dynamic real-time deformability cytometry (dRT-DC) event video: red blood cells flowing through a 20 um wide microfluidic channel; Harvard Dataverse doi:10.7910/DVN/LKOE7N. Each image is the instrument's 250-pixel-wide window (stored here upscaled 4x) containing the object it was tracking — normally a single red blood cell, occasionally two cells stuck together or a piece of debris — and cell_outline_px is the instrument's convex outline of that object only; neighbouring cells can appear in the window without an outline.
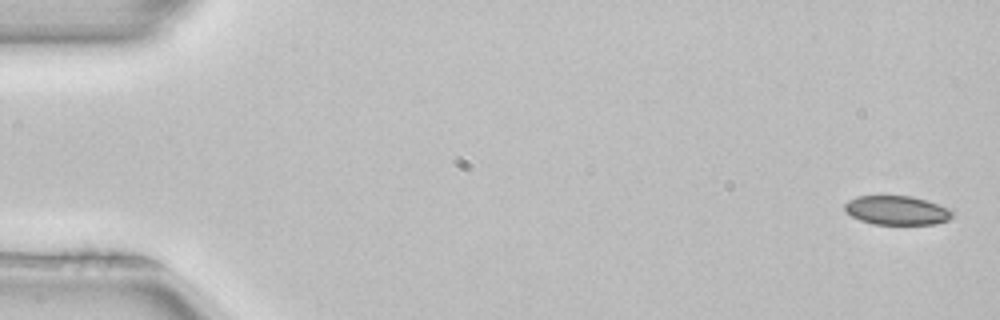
{"species": "common noctule bat (a hibernating species)", "species_latin": "Nyctalus noctula", "temperature_condition": "room temperature", "stored_images_in_passage": 51, "camera_frame_rate_fps": 3000, "um_per_image_px": 0.085, "animal": {"sex": "female", "body_mass_g": 22.7, "forearm_length_mm": 54.2}, "frame": {"image": 1, "passage_image": 1, "time_ms": 0.0, "image_size_px": [1000, 320], "cell_outline_px": [[956, 212], [948, 220], [936, 224], [872, 224], [860, 220], [852, 216], [844, 208], [844, 204], [848, 200], [856, 196], [912, 196], [948, 208]], "centroid_in_image_um": [76.23, 17.88], "position_along_channel_um": 8.8, "area_um2": 18.15}}
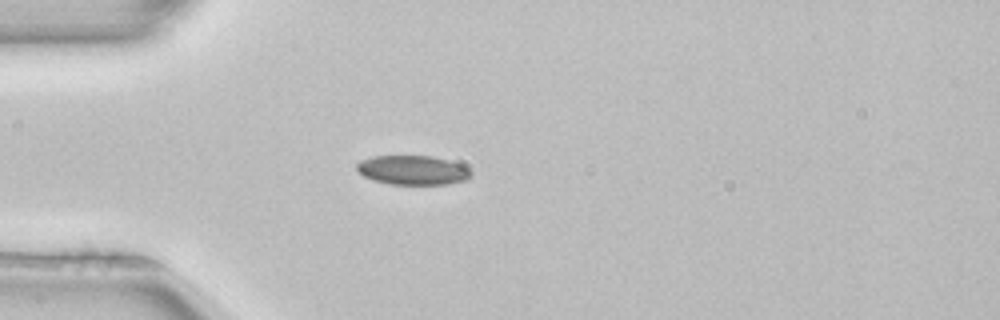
{"frame": {"image": 2, "passage_image": 14, "time_ms": 4.333, "image_size_px": [1000, 320], "cell_outline_px": [[472, 176], [468, 180], [448, 184], [388, 184], [372, 180], [364, 176], [356, 168], [356, 164], [360, 160], [372, 156], [432, 156], [448, 160], [460, 164], [468, 168], [472, 172]], "centroid_in_image_um": [35.09, 14.46], "position_along_channel_um": 49.9, "area_um2": 19.65}}
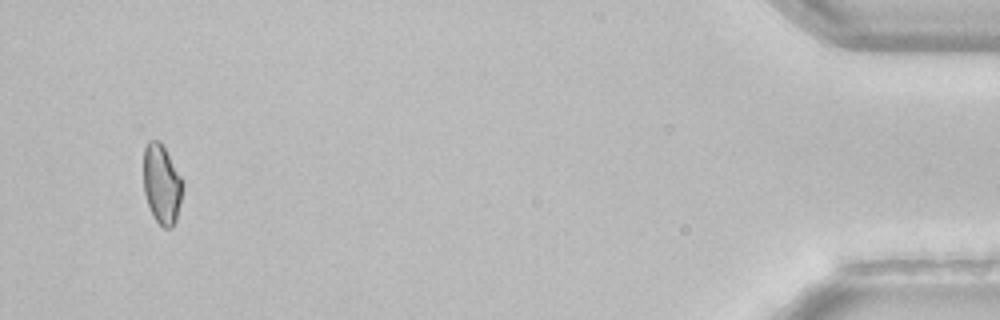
{"frame": {"image": 3, "passage_image": 49, "time_ms": 16.0, "image_size_px": [1000, 320], "cell_outline_px": [[184, 184], [176, 220], [172, 228], [164, 228], [152, 216], [144, 192], [144, 148], [148, 140], [160, 140], [184, 180]], "centroid_in_image_um": [13.76, 15.64], "position_along_channel_um": 421.4, "area_um2": 18.32}}